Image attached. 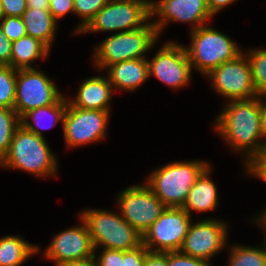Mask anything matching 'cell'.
Instances as JSON below:
<instances>
[{"instance_id": "cell-1", "label": "cell", "mask_w": 266, "mask_h": 266, "mask_svg": "<svg viewBox=\"0 0 266 266\" xmlns=\"http://www.w3.org/2000/svg\"><path fill=\"white\" fill-rule=\"evenodd\" d=\"M216 119V129L236 151L246 153V167L266 150V142H261V100H231ZM261 138V139H260ZM259 141V143H258Z\"/></svg>"}, {"instance_id": "cell-2", "label": "cell", "mask_w": 266, "mask_h": 266, "mask_svg": "<svg viewBox=\"0 0 266 266\" xmlns=\"http://www.w3.org/2000/svg\"><path fill=\"white\" fill-rule=\"evenodd\" d=\"M44 139L20 124L0 166L21 169L37 176L54 175L57 160Z\"/></svg>"}, {"instance_id": "cell-3", "label": "cell", "mask_w": 266, "mask_h": 266, "mask_svg": "<svg viewBox=\"0 0 266 266\" xmlns=\"http://www.w3.org/2000/svg\"><path fill=\"white\" fill-rule=\"evenodd\" d=\"M208 166L203 161L171 163L152 171L146 185L167 207H183L190 189Z\"/></svg>"}, {"instance_id": "cell-4", "label": "cell", "mask_w": 266, "mask_h": 266, "mask_svg": "<svg viewBox=\"0 0 266 266\" xmlns=\"http://www.w3.org/2000/svg\"><path fill=\"white\" fill-rule=\"evenodd\" d=\"M81 218L86 223L92 244L104 249L129 251L143 244V235L134 229L121 215L107 210H85Z\"/></svg>"}, {"instance_id": "cell-5", "label": "cell", "mask_w": 266, "mask_h": 266, "mask_svg": "<svg viewBox=\"0 0 266 266\" xmlns=\"http://www.w3.org/2000/svg\"><path fill=\"white\" fill-rule=\"evenodd\" d=\"M158 35L155 26L150 21L142 28L118 32L94 48L95 65L100 69H105L109 65L125 60L145 58L144 53L153 47Z\"/></svg>"}, {"instance_id": "cell-6", "label": "cell", "mask_w": 266, "mask_h": 266, "mask_svg": "<svg viewBox=\"0 0 266 266\" xmlns=\"http://www.w3.org/2000/svg\"><path fill=\"white\" fill-rule=\"evenodd\" d=\"M186 48L191 67H196L203 75L224 62L234 60L242 51L228 36L207 25L191 31V45Z\"/></svg>"}, {"instance_id": "cell-7", "label": "cell", "mask_w": 266, "mask_h": 266, "mask_svg": "<svg viewBox=\"0 0 266 266\" xmlns=\"http://www.w3.org/2000/svg\"><path fill=\"white\" fill-rule=\"evenodd\" d=\"M150 18L151 2L148 0H110L80 33L132 31L146 26Z\"/></svg>"}, {"instance_id": "cell-8", "label": "cell", "mask_w": 266, "mask_h": 266, "mask_svg": "<svg viewBox=\"0 0 266 266\" xmlns=\"http://www.w3.org/2000/svg\"><path fill=\"white\" fill-rule=\"evenodd\" d=\"M62 96L51 79L37 68L17 70L14 110L20 119L31 110L56 103Z\"/></svg>"}, {"instance_id": "cell-9", "label": "cell", "mask_w": 266, "mask_h": 266, "mask_svg": "<svg viewBox=\"0 0 266 266\" xmlns=\"http://www.w3.org/2000/svg\"><path fill=\"white\" fill-rule=\"evenodd\" d=\"M190 224L191 215L182 207H167L143 234V245L150 252L179 251Z\"/></svg>"}, {"instance_id": "cell-10", "label": "cell", "mask_w": 266, "mask_h": 266, "mask_svg": "<svg viewBox=\"0 0 266 266\" xmlns=\"http://www.w3.org/2000/svg\"><path fill=\"white\" fill-rule=\"evenodd\" d=\"M119 194L121 216L141 235L167 208L146 184L128 187Z\"/></svg>"}, {"instance_id": "cell-11", "label": "cell", "mask_w": 266, "mask_h": 266, "mask_svg": "<svg viewBox=\"0 0 266 266\" xmlns=\"http://www.w3.org/2000/svg\"><path fill=\"white\" fill-rule=\"evenodd\" d=\"M206 76L213 81L214 89L230 101L258 97L250 62L244 53L222 63Z\"/></svg>"}, {"instance_id": "cell-12", "label": "cell", "mask_w": 266, "mask_h": 266, "mask_svg": "<svg viewBox=\"0 0 266 266\" xmlns=\"http://www.w3.org/2000/svg\"><path fill=\"white\" fill-rule=\"evenodd\" d=\"M109 114V111L73 107L68 102L62 121L67 147L82 146L103 139Z\"/></svg>"}, {"instance_id": "cell-13", "label": "cell", "mask_w": 266, "mask_h": 266, "mask_svg": "<svg viewBox=\"0 0 266 266\" xmlns=\"http://www.w3.org/2000/svg\"><path fill=\"white\" fill-rule=\"evenodd\" d=\"M148 67L149 75L171 88L189 84L193 69L185 47L172 41L164 44L151 61L148 60Z\"/></svg>"}, {"instance_id": "cell-14", "label": "cell", "mask_w": 266, "mask_h": 266, "mask_svg": "<svg viewBox=\"0 0 266 266\" xmlns=\"http://www.w3.org/2000/svg\"><path fill=\"white\" fill-rule=\"evenodd\" d=\"M227 226L223 221L213 219L191 223L179 251L185 255L208 261L225 246L228 235Z\"/></svg>"}, {"instance_id": "cell-15", "label": "cell", "mask_w": 266, "mask_h": 266, "mask_svg": "<svg viewBox=\"0 0 266 266\" xmlns=\"http://www.w3.org/2000/svg\"><path fill=\"white\" fill-rule=\"evenodd\" d=\"M160 16V20L152 22L158 34L163 26L171 21L189 22L192 24V31L206 24V20L212 18L207 0H161L151 2V17Z\"/></svg>"}, {"instance_id": "cell-16", "label": "cell", "mask_w": 266, "mask_h": 266, "mask_svg": "<svg viewBox=\"0 0 266 266\" xmlns=\"http://www.w3.org/2000/svg\"><path fill=\"white\" fill-rule=\"evenodd\" d=\"M82 226L78 225L57 234L51 241L48 249L44 252V257L54 260L55 264L82 260L95 256V249L92 244L88 227L84 220Z\"/></svg>"}, {"instance_id": "cell-17", "label": "cell", "mask_w": 266, "mask_h": 266, "mask_svg": "<svg viewBox=\"0 0 266 266\" xmlns=\"http://www.w3.org/2000/svg\"><path fill=\"white\" fill-rule=\"evenodd\" d=\"M112 87L108 77H91L79 87L76 100L68 102L80 109L109 111L108 103L112 97Z\"/></svg>"}, {"instance_id": "cell-18", "label": "cell", "mask_w": 266, "mask_h": 266, "mask_svg": "<svg viewBox=\"0 0 266 266\" xmlns=\"http://www.w3.org/2000/svg\"><path fill=\"white\" fill-rule=\"evenodd\" d=\"M107 68L108 80L116 89L135 90L150 76L146 58L125 60Z\"/></svg>"}, {"instance_id": "cell-19", "label": "cell", "mask_w": 266, "mask_h": 266, "mask_svg": "<svg viewBox=\"0 0 266 266\" xmlns=\"http://www.w3.org/2000/svg\"><path fill=\"white\" fill-rule=\"evenodd\" d=\"M210 172V166H208L189 191L182 207L189 215L191 210L205 212L215 209L218 205V192L215 183L209 178Z\"/></svg>"}, {"instance_id": "cell-20", "label": "cell", "mask_w": 266, "mask_h": 266, "mask_svg": "<svg viewBox=\"0 0 266 266\" xmlns=\"http://www.w3.org/2000/svg\"><path fill=\"white\" fill-rule=\"evenodd\" d=\"M22 18L27 35L39 40L50 50L57 24L52 13L49 10L27 8Z\"/></svg>"}, {"instance_id": "cell-21", "label": "cell", "mask_w": 266, "mask_h": 266, "mask_svg": "<svg viewBox=\"0 0 266 266\" xmlns=\"http://www.w3.org/2000/svg\"><path fill=\"white\" fill-rule=\"evenodd\" d=\"M49 49L34 37L25 35L11 44L10 66L16 70L34 68L31 66L38 58H46Z\"/></svg>"}, {"instance_id": "cell-22", "label": "cell", "mask_w": 266, "mask_h": 266, "mask_svg": "<svg viewBox=\"0 0 266 266\" xmlns=\"http://www.w3.org/2000/svg\"><path fill=\"white\" fill-rule=\"evenodd\" d=\"M37 252V246L18 236L0 238V266H19Z\"/></svg>"}, {"instance_id": "cell-23", "label": "cell", "mask_w": 266, "mask_h": 266, "mask_svg": "<svg viewBox=\"0 0 266 266\" xmlns=\"http://www.w3.org/2000/svg\"><path fill=\"white\" fill-rule=\"evenodd\" d=\"M68 106V100L65 97H61L56 103L45 106V107H40L36 108L34 110H31L27 112L22 118H21V124L28 129L29 131L37 134L38 136L43 137L41 129H46V128H51V126L56 125L58 121H63L64 119V114ZM46 116H50L52 124L50 126L44 127V125H41V121L45 118ZM28 118H32L34 121V125L28 121Z\"/></svg>"}, {"instance_id": "cell-24", "label": "cell", "mask_w": 266, "mask_h": 266, "mask_svg": "<svg viewBox=\"0 0 266 266\" xmlns=\"http://www.w3.org/2000/svg\"><path fill=\"white\" fill-rule=\"evenodd\" d=\"M21 119L14 109L0 107V162L7 155L14 132Z\"/></svg>"}, {"instance_id": "cell-25", "label": "cell", "mask_w": 266, "mask_h": 266, "mask_svg": "<svg viewBox=\"0 0 266 266\" xmlns=\"http://www.w3.org/2000/svg\"><path fill=\"white\" fill-rule=\"evenodd\" d=\"M264 245L260 249L241 245L231 247L228 266H266V244Z\"/></svg>"}, {"instance_id": "cell-26", "label": "cell", "mask_w": 266, "mask_h": 266, "mask_svg": "<svg viewBox=\"0 0 266 266\" xmlns=\"http://www.w3.org/2000/svg\"><path fill=\"white\" fill-rule=\"evenodd\" d=\"M248 53L247 58L250 62L256 92L258 96L264 97L266 95V50L253 49Z\"/></svg>"}, {"instance_id": "cell-27", "label": "cell", "mask_w": 266, "mask_h": 266, "mask_svg": "<svg viewBox=\"0 0 266 266\" xmlns=\"http://www.w3.org/2000/svg\"><path fill=\"white\" fill-rule=\"evenodd\" d=\"M17 70L0 65V107L14 109Z\"/></svg>"}, {"instance_id": "cell-28", "label": "cell", "mask_w": 266, "mask_h": 266, "mask_svg": "<svg viewBox=\"0 0 266 266\" xmlns=\"http://www.w3.org/2000/svg\"><path fill=\"white\" fill-rule=\"evenodd\" d=\"M109 1L110 0H74V14L83 18V22L74 33H80L82 28H84Z\"/></svg>"}, {"instance_id": "cell-29", "label": "cell", "mask_w": 266, "mask_h": 266, "mask_svg": "<svg viewBox=\"0 0 266 266\" xmlns=\"http://www.w3.org/2000/svg\"><path fill=\"white\" fill-rule=\"evenodd\" d=\"M0 27L11 42L27 35L22 17L5 16L0 22Z\"/></svg>"}, {"instance_id": "cell-30", "label": "cell", "mask_w": 266, "mask_h": 266, "mask_svg": "<svg viewBox=\"0 0 266 266\" xmlns=\"http://www.w3.org/2000/svg\"><path fill=\"white\" fill-rule=\"evenodd\" d=\"M208 262L185 255L180 251H169V266H211Z\"/></svg>"}, {"instance_id": "cell-31", "label": "cell", "mask_w": 266, "mask_h": 266, "mask_svg": "<svg viewBox=\"0 0 266 266\" xmlns=\"http://www.w3.org/2000/svg\"><path fill=\"white\" fill-rule=\"evenodd\" d=\"M96 263L97 266H123V251L103 249Z\"/></svg>"}, {"instance_id": "cell-32", "label": "cell", "mask_w": 266, "mask_h": 266, "mask_svg": "<svg viewBox=\"0 0 266 266\" xmlns=\"http://www.w3.org/2000/svg\"><path fill=\"white\" fill-rule=\"evenodd\" d=\"M148 251L143 244L136 249L123 251V266H143Z\"/></svg>"}, {"instance_id": "cell-33", "label": "cell", "mask_w": 266, "mask_h": 266, "mask_svg": "<svg viewBox=\"0 0 266 266\" xmlns=\"http://www.w3.org/2000/svg\"><path fill=\"white\" fill-rule=\"evenodd\" d=\"M50 12L58 20L68 12L74 13V0H50Z\"/></svg>"}, {"instance_id": "cell-34", "label": "cell", "mask_w": 266, "mask_h": 266, "mask_svg": "<svg viewBox=\"0 0 266 266\" xmlns=\"http://www.w3.org/2000/svg\"><path fill=\"white\" fill-rule=\"evenodd\" d=\"M5 16L22 17L27 10L26 0H1Z\"/></svg>"}, {"instance_id": "cell-35", "label": "cell", "mask_w": 266, "mask_h": 266, "mask_svg": "<svg viewBox=\"0 0 266 266\" xmlns=\"http://www.w3.org/2000/svg\"><path fill=\"white\" fill-rule=\"evenodd\" d=\"M246 169L251 176H257L266 181V150L259 155Z\"/></svg>"}, {"instance_id": "cell-36", "label": "cell", "mask_w": 266, "mask_h": 266, "mask_svg": "<svg viewBox=\"0 0 266 266\" xmlns=\"http://www.w3.org/2000/svg\"><path fill=\"white\" fill-rule=\"evenodd\" d=\"M143 266H169V251L168 252H150L145 255Z\"/></svg>"}, {"instance_id": "cell-37", "label": "cell", "mask_w": 266, "mask_h": 266, "mask_svg": "<svg viewBox=\"0 0 266 266\" xmlns=\"http://www.w3.org/2000/svg\"><path fill=\"white\" fill-rule=\"evenodd\" d=\"M12 42L4 35L0 27V65L10 66Z\"/></svg>"}, {"instance_id": "cell-38", "label": "cell", "mask_w": 266, "mask_h": 266, "mask_svg": "<svg viewBox=\"0 0 266 266\" xmlns=\"http://www.w3.org/2000/svg\"><path fill=\"white\" fill-rule=\"evenodd\" d=\"M235 0H207V6L211 15H215L219 10L234 2Z\"/></svg>"}, {"instance_id": "cell-39", "label": "cell", "mask_w": 266, "mask_h": 266, "mask_svg": "<svg viewBox=\"0 0 266 266\" xmlns=\"http://www.w3.org/2000/svg\"><path fill=\"white\" fill-rule=\"evenodd\" d=\"M95 258L96 256L82 260L66 261L59 263L56 266H97Z\"/></svg>"}, {"instance_id": "cell-40", "label": "cell", "mask_w": 266, "mask_h": 266, "mask_svg": "<svg viewBox=\"0 0 266 266\" xmlns=\"http://www.w3.org/2000/svg\"><path fill=\"white\" fill-rule=\"evenodd\" d=\"M27 8L50 10V0H26Z\"/></svg>"}, {"instance_id": "cell-41", "label": "cell", "mask_w": 266, "mask_h": 266, "mask_svg": "<svg viewBox=\"0 0 266 266\" xmlns=\"http://www.w3.org/2000/svg\"><path fill=\"white\" fill-rule=\"evenodd\" d=\"M260 126H261V135L262 138L266 137V103H263L261 99V118H260Z\"/></svg>"}, {"instance_id": "cell-42", "label": "cell", "mask_w": 266, "mask_h": 266, "mask_svg": "<svg viewBox=\"0 0 266 266\" xmlns=\"http://www.w3.org/2000/svg\"><path fill=\"white\" fill-rule=\"evenodd\" d=\"M262 215H260L259 218L256 219V221H258V223L260 222L262 229L264 228L265 230L266 229V213H263Z\"/></svg>"}, {"instance_id": "cell-43", "label": "cell", "mask_w": 266, "mask_h": 266, "mask_svg": "<svg viewBox=\"0 0 266 266\" xmlns=\"http://www.w3.org/2000/svg\"><path fill=\"white\" fill-rule=\"evenodd\" d=\"M4 17H5V12H4L2 1L0 0V21H2Z\"/></svg>"}]
</instances>
